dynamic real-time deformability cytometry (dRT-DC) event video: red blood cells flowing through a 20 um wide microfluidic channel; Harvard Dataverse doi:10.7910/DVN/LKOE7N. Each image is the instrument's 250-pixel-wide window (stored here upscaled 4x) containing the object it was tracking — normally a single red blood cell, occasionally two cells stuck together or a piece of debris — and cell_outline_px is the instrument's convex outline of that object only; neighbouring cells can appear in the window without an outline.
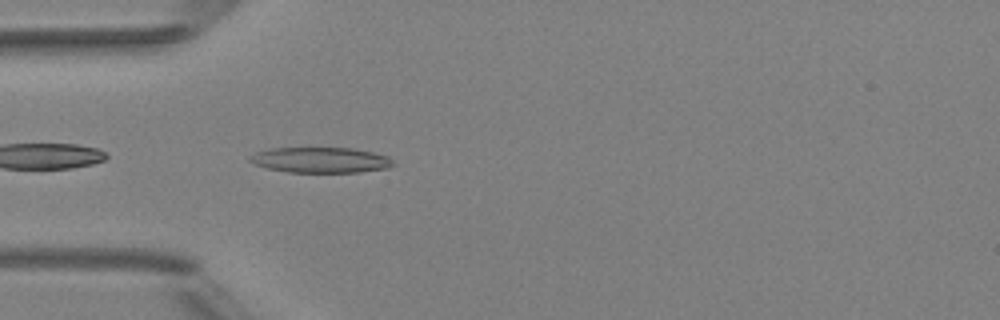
{"species": "Egyptian fruit bat (a non-hibernating species)", "species_latin": "Rousettus aegyptiacus", "temperature_condition": "room temperature", "stored_images_in_passage": 6, "camera_frame_rate_fps": 3000, "um_per_image_px": 0.085, "animal": {"sex": "female"}, "frame": {"image": 1, "passage_image": 6, "time_ms": 6.0, "image_size_px": [1000, 320], "cell_outline_px": [[392, 164], [388, 168], [360, 172], [288, 172], [268, 168], [256, 164], [248, 160], [248, 156], [256, 152], [268, 148], [352, 148], [372, 152], [388, 156], [392, 160]], "centroid_in_image_um": [27.22, 13.59], "position_along_channel_um": 57.8, "area_um2": 21.21}}